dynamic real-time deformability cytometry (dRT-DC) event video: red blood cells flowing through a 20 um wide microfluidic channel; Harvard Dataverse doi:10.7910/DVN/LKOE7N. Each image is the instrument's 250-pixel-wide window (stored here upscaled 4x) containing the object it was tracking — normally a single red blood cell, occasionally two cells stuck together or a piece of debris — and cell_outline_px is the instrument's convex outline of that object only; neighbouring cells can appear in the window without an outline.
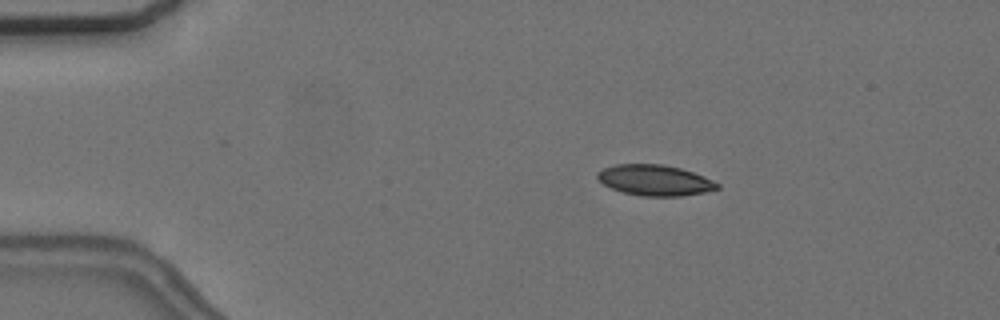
{"species": "common noctule bat (a hibernating species)", "species_latin": "Nyctalus noctula", "temperature_condition": "cold", "stored_images_in_passage": 3, "camera_frame_rate_fps": 3000, "um_per_image_px": 0.085, "animal": {"sex": "female", "body_mass_g": 24.6, "forearm_length_mm": 56.2}, "frame": {"image": 1, "passage_image": 1, "time_ms": 0.0, "image_size_px": [1000, 320], "cell_outline_px": [[720, 188], [704, 192], [680, 196], [640, 196], [624, 192], [612, 188], [604, 184], [596, 176], [596, 172], [604, 168], [616, 164], [664, 164], [680, 168], [704, 176], [720, 184]], "centroid_in_image_um": [55.67, 15.31], "position_along_channel_um": 29.3, "area_um2": 21.39}}